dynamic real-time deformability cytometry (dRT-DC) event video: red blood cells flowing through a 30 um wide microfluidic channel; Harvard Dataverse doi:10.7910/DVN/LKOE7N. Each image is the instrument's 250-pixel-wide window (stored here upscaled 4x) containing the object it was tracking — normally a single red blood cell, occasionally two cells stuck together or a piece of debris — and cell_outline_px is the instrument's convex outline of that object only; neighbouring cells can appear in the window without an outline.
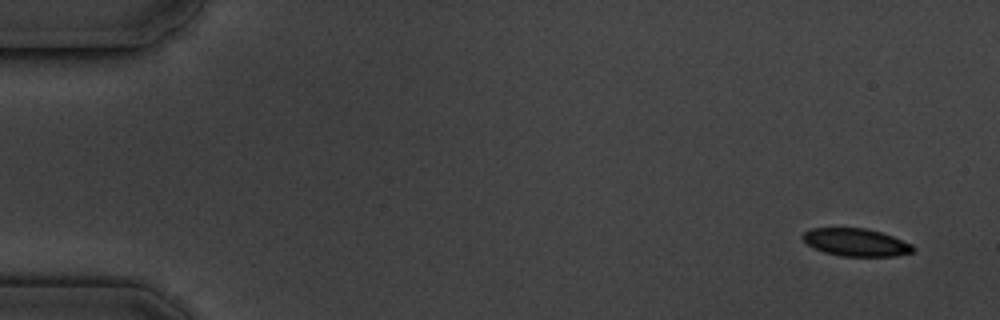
{"species": "common noctule bat (a hibernating species)", "species_latin": "Nyctalus noctula", "temperature_condition": "cold", "stored_images_in_passage": 4, "camera_frame_rate_fps": 3000, "um_per_image_px": 0.085, "animal": {"sex": "male", "body_mass_g": 19.5, "forearm_length_mm": 54.6}, "frame": {"image": 1, "passage_image": 1, "time_ms": 0.0, "image_size_px": [1000, 320], "cell_outline_px": [[916, 252], [896, 256], [840, 256], [824, 252], [812, 248], [800, 236], [804, 232], [812, 228], [864, 228], [880, 232], [892, 236], [912, 244], [916, 248]], "centroid_in_image_um": [72.77, 20.61], "position_along_channel_um": 12.2, "area_um2": 17.92}}